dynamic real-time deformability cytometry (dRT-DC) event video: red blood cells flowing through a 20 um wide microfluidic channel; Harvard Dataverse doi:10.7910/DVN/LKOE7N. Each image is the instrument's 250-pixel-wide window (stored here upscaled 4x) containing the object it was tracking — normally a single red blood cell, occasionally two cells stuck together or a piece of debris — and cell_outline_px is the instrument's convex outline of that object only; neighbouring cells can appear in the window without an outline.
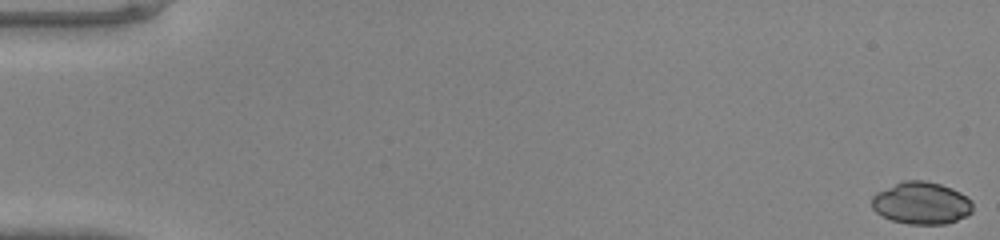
{"species": "common noctule bat (a hibernating species)", "species_latin": "Nyctalus noctula", "temperature_condition": "warm", "stored_images_in_passage": 48, "camera_frame_rate_fps": 3000, "um_per_image_px": 0.085, "animal": {"sex": "male", "body_mass_g": 20.0, "forearm_length_mm": 53.3}, "frame": {"image": 1, "passage_image": 1, "time_ms": 0.0, "image_size_px": [1000, 240], "cell_outline_px": [[972, 212], [968, 216], [944, 224], [908, 224], [892, 220], [876, 212], [872, 208], [872, 196], [876, 192], [904, 180], [924, 180], [940, 184], [952, 188], [960, 192], [972, 200]], "centroid_in_image_um": [78.33, 17.26], "position_along_channel_um": 6.7, "area_um2": 24.91}}
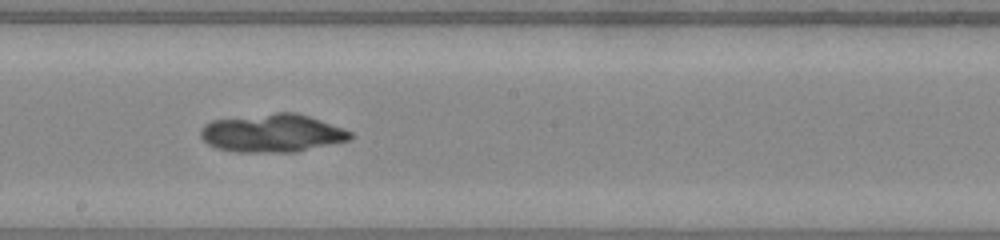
{"frame": {"image": 2, "passage_image": 28, "time_ms": 9.0, "image_size_px": [1000, 240], "cell_outline_px": [[352, 140], [296, 152], [232, 152], [216, 148], [208, 144], [200, 136], [200, 128], [204, 124], [212, 120], [276, 112], [296, 112], [320, 120], [352, 132]], "centroid_in_image_um": [23.12, 11.32], "position_along_channel_um": 225.1, "area_um2": 33.47}}
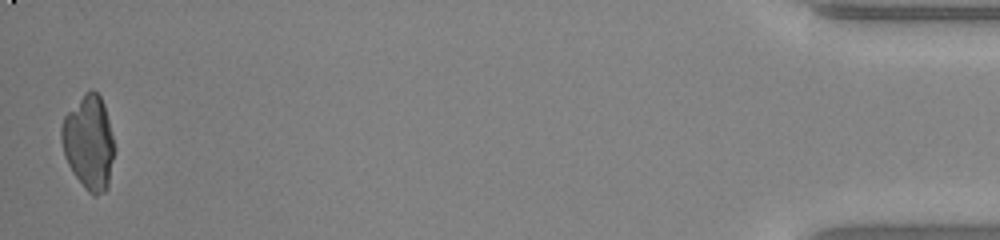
{"frame": {"image": 3, "passage_image": 48, "time_ms": 15.667, "image_size_px": [1000, 240], "cell_outline_px": [[112, 160], [108, 188], [104, 192], [96, 196], [92, 196], [88, 192], [72, 172], [64, 156], [60, 140], [60, 128], [64, 116], [84, 92], [92, 88], [100, 96], [104, 104], [112, 136]], "centroid_in_image_um": [7.5, 12.11], "position_along_channel_um": 427.7, "area_um2": 28.9}}